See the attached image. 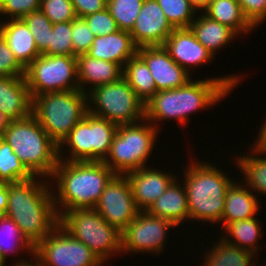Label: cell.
I'll list each match as a JSON object with an SVG mask.
<instances>
[{
  "label": "cell",
  "instance_id": "cell-1",
  "mask_svg": "<svg viewBox=\"0 0 266 266\" xmlns=\"http://www.w3.org/2000/svg\"><path fill=\"white\" fill-rule=\"evenodd\" d=\"M241 79V75L235 74L214 79H192L179 88L156 92L145 103V119L156 128L159 127L155 124L168 119L186 125L190 114L221 101L238 86Z\"/></svg>",
  "mask_w": 266,
  "mask_h": 266
},
{
  "label": "cell",
  "instance_id": "cell-2",
  "mask_svg": "<svg viewBox=\"0 0 266 266\" xmlns=\"http://www.w3.org/2000/svg\"><path fill=\"white\" fill-rule=\"evenodd\" d=\"M40 179L33 176L27 180L6 183L8 206L4 215L19 226L33 247L59 224L51 184L48 178Z\"/></svg>",
  "mask_w": 266,
  "mask_h": 266
},
{
  "label": "cell",
  "instance_id": "cell-3",
  "mask_svg": "<svg viewBox=\"0 0 266 266\" xmlns=\"http://www.w3.org/2000/svg\"><path fill=\"white\" fill-rule=\"evenodd\" d=\"M115 175L103 161L59 160L50 178L57 183L58 192L52 190V194L58 216L65 211L94 208Z\"/></svg>",
  "mask_w": 266,
  "mask_h": 266
},
{
  "label": "cell",
  "instance_id": "cell-4",
  "mask_svg": "<svg viewBox=\"0 0 266 266\" xmlns=\"http://www.w3.org/2000/svg\"><path fill=\"white\" fill-rule=\"evenodd\" d=\"M187 165L182 185L187 194L190 220L222 224L226 192L234 179L207 161Z\"/></svg>",
  "mask_w": 266,
  "mask_h": 266
},
{
  "label": "cell",
  "instance_id": "cell-5",
  "mask_svg": "<svg viewBox=\"0 0 266 266\" xmlns=\"http://www.w3.org/2000/svg\"><path fill=\"white\" fill-rule=\"evenodd\" d=\"M1 138L33 176L50 180L59 162V146L32 114L25 119L9 121Z\"/></svg>",
  "mask_w": 266,
  "mask_h": 266
},
{
  "label": "cell",
  "instance_id": "cell-6",
  "mask_svg": "<svg viewBox=\"0 0 266 266\" xmlns=\"http://www.w3.org/2000/svg\"><path fill=\"white\" fill-rule=\"evenodd\" d=\"M87 113L88 96L80 89L32 98V115L58 146Z\"/></svg>",
  "mask_w": 266,
  "mask_h": 266
},
{
  "label": "cell",
  "instance_id": "cell-7",
  "mask_svg": "<svg viewBox=\"0 0 266 266\" xmlns=\"http://www.w3.org/2000/svg\"><path fill=\"white\" fill-rule=\"evenodd\" d=\"M158 131L147 119L140 123L118 125L109 154L103 162L116 175H126L146 166Z\"/></svg>",
  "mask_w": 266,
  "mask_h": 266
},
{
  "label": "cell",
  "instance_id": "cell-8",
  "mask_svg": "<svg viewBox=\"0 0 266 266\" xmlns=\"http://www.w3.org/2000/svg\"><path fill=\"white\" fill-rule=\"evenodd\" d=\"M59 224L104 264L112 254L121 253V232L109 225L94 208L65 211L59 216Z\"/></svg>",
  "mask_w": 266,
  "mask_h": 266
},
{
  "label": "cell",
  "instance_id": "cell-9",
  "mask_svg": "<svg viewBox=\"0 0 266 266\" xmlns=\"http://www.w3.org/2000/svg\"><path fill=\"white\" fill-rule=\"evenodd\" d=\"M118 125L87 113L59 145V160L71 162L104 161L110 151ZM69 157H63V147Z\"/></svg>",
  "mask_w": 266,
  "mask_h": 266
},
{
  "label": "cell",
  "instance_id": "cell-10",
  "mask_svg": "<svg viewBox=\"0 0 266 266\" xmlns=\"http://www.w3.org/2000/svg\"><path fill=\"white\" fill-rule=\"evenodd\" d=\"M87 96L89 113L117 125L132 124L145 119V103L136 96L123 77L113 83L93 88ZM90 103L94 105L90 106Z\"/></svg>",
  "mask_w": 266,
  "mask_h": 266
},
{
  "label": "cell",
  "instance_id": "cell-11",
  "mask_svg": "<svg viewBox=\"0 0 266 266\" xmlns=\"http://www.w3.org/2000/svg\"><path fill=\"white\" fill-rule=\"evenodd\" d=\"M31 97L78 90L77 56L40 54L25 69Z\"/></svg>",
  "mask_w": 266,
  "mask_h": 266
},
{
  "label": "cell",
  "instance_id": "cell-12",
  "mask_svg": "<svg viewBox=\"0 0 266 266\" xmlns=\"http://www.w3.org/2000/svg\"><path fill=\"white\" fill-rule=\"evenodd\" d=\"M34 266H102L84 243L58 224L34 247Z\"/></svg>",
  "mask_w": 266,
  "mask_h": 266
},
{
  "label": "cell",
  "instance_id": "cell-13",
  "mask_svg": "<svg viewBox=\"0 0 266 266\" xmlns=\"http://www.w3.org/2000/svg\"><path fill=\"white\" fill-rule=\"evenodd\" d=\"M177 226L168 219L139 211L135 219L121 232V252L152 255L163 252L169 228Z\"/></svg>",
  "mask_w": 266,
  "mask_h": 266
},
{
  "label": "cell",
  "instance_id": "cell-14",
  "mask_svg": "<svg viewBox=\"0 0 266 266\" xmlns=\"http://www.w3.org/2000/svg\"><path fill=\"white\" fill-rule=\"evenodd\" d=\"M94 209L119 232H122L139 210L135 205L130 182L126 175H115L106 185Z\"/></svg>",
  "mask_w": 266,
  "mask_h": 266
},
{
  "label": "cell",
  "instance_id": "cell-15",
  "mask_svg": "<svg viewBox=\"0 0 266 266\" xmlns=\"http://www.w3.org/2000/svg\"><path fill=\"white\" fill-rule=\"evenodd\" d=\"M137 55L151 71L157 92L179 88L191 80V75L179 66L162 46L137 48Z\"/></svg>",
  "mask_w": 266,
  "mask_h": 266
},
{
  "label": "cell",
  "instance_id": "cell-16",
  "mask_svg": "<svg viewBox=\"0 0 266 266\" xmlns=\"http://www.w3.org/2000/svg\"><path fill=\"white\" fill-rule=\"evenodd\" d=\"M174 29L157 0H144L130 34L137 48L162 46Z\"/></svg>",
  "mask_w": 266,
  "mask_h": 266
},
{
  "label": "cell",
  "instance_id": "cell-17",
  "mask_svg": "<svg viewBox=\"0 0 266 266\" xmlns=\"http://www.w3.org/2000/svg\"><path fill=\"white\" fill-rule=\"evenodd\" d=\"M163 47L188 73H191L189 71L192 67L209 63L214 58V55L197 40L190 27L175 28L165 40Z\"/></svg>",
  "mask_w": 266,
  "mask_h": 266
},
{
  "label": "cell",
  "instance_id": "cell-18",
  "mask_svg": "<svg viewBox=\"0 0 266 266\" xmlns=\"http://www.w3.org/2000/svg\"><path fill=\"white\" fill-rule=\"evenodd\" d=\"M136 207L139 211H147L177 178L172 173L150 169L144 166L126 174Z\"/></svg>",
  "mask_w": 266,
  "mask_h": 266
},
{
  "label": "cell",
  "instance_id": "cell-19",
  "mask_svg": "<svg viewBox=\"0 0 266 266\" xmlns=\"http://www.w3.org/2000/svg\"><path fill=\"white\" fill-rule=\"evenodd\" d=\"M0 111L10 121L32 114V97L25 76H0Z\"/></svg>",
  "mask_w": 266,
  "mask_h": 266
},
{
  "label": "cell",
  "instance_id": "cell-20",
  "mask_svg": "<svg viewBox=\"0 0 266 266\" xmlns=\"http://www.w3.org/2000/svg\"><path fill=\"white\" fill-rule=\"evenodd\" d=\"M86 54L95 59L117 63L123 68L137 54V47L129 31L118 30L112 34L95 36Z\"/></svg>",
  "mask_w": 266,
  "mask_h": 266
},
{
  "label": "cell",
  "instance_id": "cell-21",
  "mask_svg": "<svg viewBox=\"0 0 266 266\" xmlns=\"http://www.w3.org/2000/svg\"><path fill=\"white\" fill-rule=\"evenodd\" d=\"M123 68L110 61L95 59L87 54L77 56V79L79 89L84 93H89L93 88L113 83L122 78ZM89 88L87 91V87ZM91 85V88H90Z\"/></svg>",
  "mask_w": 266,
  "mask_h": 266
},
{
  "label": "cell",
  "instance_id": "cell-22",
  "mask_svg": "<svg viewBox=\"0 0 266 266\" xmlns=\"http://www.w3.org/2000/svg\"><path fill=\"white\" fill-rule=\"evenodd\" d=\"M4 20L0 21V35L17 61L26 69L40 55L34 37L23 19Z\"/></svg>",
  "mask_w": 266,
  "mask_h": 266
},
{
  "label": "cell",
  "instance_id": "cell-23",
  "mask_svg": "<svg viewBox=\"0 0 266 266\" xmlns=\"http://www.w3.org/2000/svg\"><path fill=\"white\" fill-rule=\"evenodd\" d=\"M243 185V186H242ZM249 188L237 182H233L226 192L224 211L222 214L223 227L230 222L246 220L255 217L262 209L257 199L256 193ZM255 215V216H254Z\"/></svg>",
  "mask_w": 266,
  "mask_h": 266
},
{
  "label": "cell",
  "instance_id": "cell-24",
  "mask_svg": "<svg viewBox=\"0 0 266 266\" xmlns=\"http://www.w3.org/2000/svg\"><path fill=\"white\" fill-rule=\"evenodd\" d=\"M178 181V178L175 179L147 210L150 215L168 219L176 226L186 219L190 220L186 190Z\"/></svg>",
  "mask_w": 266,
  "mask_h": 266
},
{
  "label": "cell",
  "instance_id": "cell-25",
  "mask_svg": "<svg viewBox=\"0 0 266 266\" xmlns=\"http://www.w3.org/2000/svg\"><path fill=\"white\" fill-rule=\"evenodd\" d=\"M195 17L191 23L190 29L195 34L197 40L213 55H215L220 48H224L229 44L238 34L226 25H223L210 17L202 14V12Z\"/></svg>",
  "mask_w": 266,
  "mask_h": 266
},
{
  "label": "cell",
  "instance_id": "cell-26",
  "mask_svg": "<svg viewBox=\"0 0 266 266\" xmlns=\"http://www.w3.org/2000/svg\"><path fill=\"white\" fill-rule=\"evenodd\" d=\"M204 14L228 26L238 35L248 33L255 27L245 17L238 0H210Z\"/></svg>",
  "mask_w": 266,
  "mask_h": 266
},
{
  "label": "cell",
  "instance_id": "cell-27",
  "mask_svg": "<svg viewBox=\"0 0 266 266\" xmlns=\"http://www.w3.org/2000/svg\"><path fill=\"white\" fill-rule=\"evenodd\" d=\"M122 77L143 103H147L157 92L151 71L137 54L123 66Z\"/></svg>",
  "mask_w": 266,
  "mask_h": 266
},
{
  "label": "cell",
  "instance_id": "cell-28",
  "mask_svg": "<svg viewBox=\"0 0 266 266\" xmlns=\"http://www.w3.org/2000/svg\"><path fill=\"white\" fill-rule=\"evenodd\" d=\"M253 217L246 220L233 221L224 226L225 234L220 237L227 243L238 246L256 254L258 247V239L262 237L261 221ZM261 229V230H260ZM228 234V236H227ZM230 235V236H229ZM228 237H230L228 239Z\"/></svg>",
  "mask_w": 266,
  "mask_h": 266
},
{
  "label": "cell",
  "instance_id": "cell-29",
  "mask_svg": "<svg viewBox=\"0 0 266 266\" xmlns=\"http://www.w3.org/2000/svg\"><path fill=\"white\" fill-rule=\"evenodd\" d=\"M217 244L205 254L204 266H259L252 261L255 254L238 246L217 239Z\"/></svg>",
  "mask_w": 266,
  "mask_h": 266
},
{
  "label": "cell",
  "instance_id": "cell-30",
  "mask_svg": "<svg viewBox=\"0 0 266 266\" xmlns=\"http://www.w3.org/2000/svg\"><path fill=\"white\" fill-rule=\"evenodd\" d=\"M250 152V155L235 157L236 167H239L244 174L245 178L242 180L244 184L260 197L259 194H266V155L261 157V153L251 150V148Z\"/></svg>",
  "mask_w": 266,
  "mask_h": 266
},
{
  "label": "cell",
  "instance_id": "cell-31",
  "mask_svg": "<svg viewBox=\"0 0 266 266\" xmlns=\"http://www.w3.org/2000/svg\"><path fill=\"white\" fill-rule=\"evenodd\" d=\"M20 249L34 255V247L23 236L19 226L11 218L0 215V258L6 263L10 252L17 254L22 252Z\"/></svg>",
  "mask_w": 266,
  "mask_h": 266
},
{
  "label": "cell",
  "instance_id": "cell-32",
  "mask_svg": "<svg viewBox=\"0 0 266 266\" xmlns=\"http://www.w3.org/2000/svg\"><path fill=\"white\" fill-rule=\"evenodd\" d=\"M32 177L12 147L0 137V183L17 182Z\"/></svg>",
  "mask_w": 266,
  "mask_h": 266
},
{
  "label": "cell",
  "instance_id": "cell-33",
  "mask_svg": "<svg viewBox=\"0 0 266 266\" xmlns=\"http://www.w3.org/2000/svg\"><path fill=\"white\" fill-rule=\"evenodd\" d=\"M144 0H107V9L120 30L131 31Z\"/></svg>",
  "mask_w": 266,
  "mask_h": 266
},
{
  "label": "cell",
  "instance_id": "cell-34",
  "mask_svg": "<svg viewBox=\"0 0 266 266\" xmlns=\"http://www.w3.org/2000/svg\"><path fill=\"white\" fill-rule=\"evenodd\" d=\"M165 17L174 28H189L196 10L188 0H157Z\"/></svg>",
  "mask_w": 266,
  "mask_h": 266
},
{
  "label": "cell",
  "instance_id": "cell-35",
  "mask_svg": "<svg viewBox=\"0 0 266 266\" xmlns=\"http://www.w3.org/2000/svg\"><path fill=\"white\" fill-rule=\"evenodd\" d=\"M22 19L26 22L34 37L38 52L44 54L49 49L50 32L53 29L52 22L41 10L31 12Z\"/></svg>",
  "mask_w": 266,
  "mask_h": 266
},
{
  "label": "cell",
  "instance_id": "cell-36",
  "mask_svg": "<svg viewBox=\"0 0 266 266\" xmlns=\"http://www.w3.org/2000/svg\"><path fill=\"white\" fill-rule=\"evenodd\" d=\"M72 21L53 24L49 49L44 55L76 56L72 46Z\"/></svg>",
  "mask_w": 266,
  "mask_h": 266
},
{
  "label": "cell",
  "instance_id": "cell-37",
  "mask_svg": "<svg viewBox=\"0 0 266 266\" xmlns=\"http://www.w3.org/2000/svg\"><path fill=\"white\" fill-rule=\"evenodd\" d=\"M40 10L52 24L71 22L77 18L71 0H41Z\"/></svg>",
  "mask_w": 266,
  "mask_h": 266
},
{
  "label": "cell",
  "instance_id": "cell-38",
  "mask_svg": "<svg viewBox=\"0 0 266 266\" xmlns=\"http://www.w3.org/2000/svg\"><path fill=\"white\" fill-rule=\"evenodd\" d=\"M72 46L73 53L78 56L86 54L92 46L95 35L83 18H75L72 21Z\"/></svg>",
  "mask_w": 266,
  "mask_h": 266
},
{
  "label": "cell",
  "instance_id": "cell-39",
  "mask_svg": "<svg viewBox=\"0 0 266 266\" xmlns=\"http://www.w3.org/2000/svg\"><path fill=\"white\" fill-rule=\"evenodd\" d=\"M83 19L95 36L108 35L120 30L107 7L85 16Z\"/></svg>",
  "mask_w": 266,
  "mask_h": 266
},
{
  "label": "cell",
  "instance_id": "cell-40",
  "mask_svg": "<svg viewBox=\"0 0 266 266\" xmlns=\"http://www.w3.org/2000/svg\"><path fill=\"white\" fill-rule=\"evenodd\" d=\"M40 2L41 0H0V17L7 15V19H22L29 13L40 10Z\"/></svg>",
  "mask_w": 266,
  "mask_h": 266
},
{
  "label": "cell",
  "instance_id": "cell-41",
  "mask_svg": "<svg viewBox=\"0 0 266 266\" xmlns=\"http://www.w3.org/2000/svg\"><path fill=\"white\" fill-rule=\"evenodd\" d=\"M0 76L22 77L25 76V68L14 57L6 41L0 35Z\"/></svg>",
  "mask_w": 266,
  "mask_h": 266
},
{
  "label": "cell",
  "instance_id": "cell-42",
  "mask_svg": "<svg viewBox=\"0 0 266 266\" xmlns=\"http://www.w3.org/2000/svg\"><path fill=\"white\" fill-rule=\"evenodd\" d=\"M248 21L256 28L266 19V0H238Z\"/></svg>",
  "mask_w": 266,
  "mask_h": 266
},
{
  "label": "cell",
  "instance_id": "cell-43",
  "mask_svg": "<svg viewBox=\"0 0 266 266\" xmlns=\"http://www.w3.org/2000/svg\"><path fill=\"white\" fill-rule=\"evenodd\" d=\"M77 18H83L107 6V0H71Z\"/></svg>",
  "mask_w": 266,
  "mask_h": 266
},
{
  "label": "cell",
  "instance_id": "cell-44",
  "mask_svg": "<svg viewBox=\"0 0 266 266\" xmlns=\"http://www.w3.org/2000/svg\"><path fill=\"white\" fill-rule=\"evenodd\" d=\"M262 126L260 127L259 130V138L255 141L254 145L252 146L253 150L256 152H259L263 155L266 154V120L261 124Z\"/></svg>",
  "mask_w": 266,
  "mask_h": 266
},
{
  "label": "cell",
  "instance_id": "cell-45",
  "mask_svg": "<svg viewBox=\"0 0 266 266\" xmlns=\"http://www.w3.org/2000/svg\"><path fill=\"white\" fill-rule=\"evenodd\" d=\"M8 206V185L0 183V215H4Z\"/></svg>",
  "mask_w": 266,
  "mask_h": 266
},
{
  "label": "cell",
  "instance_id": "cell-46",
  "mask_svg": "<svg viewBox=\"0 0 266 266\" xmlns=\"http://www.w3.org/2000/svg\"><path fill=\"white\" fill-rule=\"evenodd\" d=\"M189 4L196 10V12H199L202 10V12L207 8L210 0H188Z\"/></svg>",
  "mask_w": 266,
  "mask_h": 266
},
{
  "label": "cell",
  "instance_id": "cell-47",
  "mask_svg": "<svg viewBox=\"0 0 266 266\" xmlns=\"http://www.w3.org/2000/svg\"><path fill=\"white\" fill-rule=\"evenodd\" d=\"M9 119L0 111V137L8 126Z\"/></svg>",
  "mask_w": 266,
  "mask_h": 266
},
{
  "label": "cell",
  "instance_id": "cell-48",
  "mask_svg": "<svg viewBox=\"0 0 266 266\" xmlns=\"http://www.w3.org/2000/svg\"><path fill=\"white\" fill-rule=\"evenodd\" d=\"M12 266H34L33 263L29 260H19Z\"/></svg>",
  "mask_w": 266,
  "mask_h": 266
},
{
  "label": "cell",
  "instance_id": "cell-49",
  "mask_svg": "<svg viewBox=\"0 0 266 266\" xmlns=\"http://www.w3.org/2000/svg\"><path fill=\"white\" fill-rule=\"evenodd\" d=\"M0 266H6L5 262L0 258Z\"/></svg>",
  "mask_w": 266,
  "mask_h": 266
}]
</instances>
